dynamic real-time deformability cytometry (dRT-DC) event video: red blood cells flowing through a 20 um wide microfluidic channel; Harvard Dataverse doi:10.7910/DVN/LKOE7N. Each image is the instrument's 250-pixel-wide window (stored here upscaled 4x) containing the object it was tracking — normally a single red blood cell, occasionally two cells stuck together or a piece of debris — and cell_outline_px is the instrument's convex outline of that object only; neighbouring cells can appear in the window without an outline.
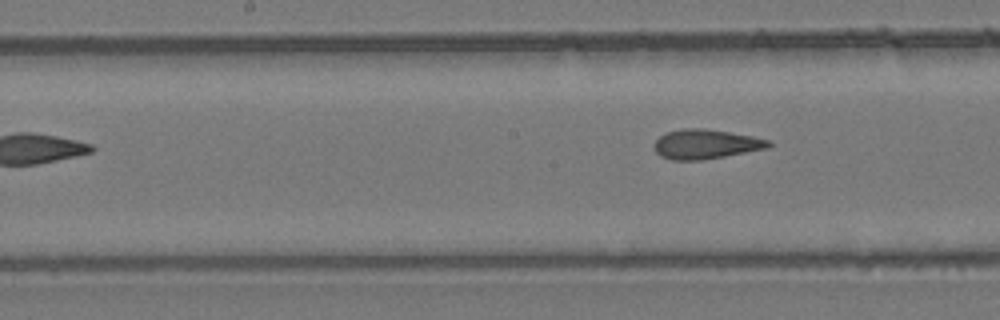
{"species": "common noctule bat (a hibernating species)", "species_latin": "Nyctalus noctula", "temperature_condition": "room temperature", "stored_images_in_passage": 5, "camera_frame_rate_fps": 3000, "um_per_image_px": 0.085, "animal": {"sex": "female", "body_mass_g": 24.6, "forearm_length_mm": 56.2}, "frame": {"image": 1, "passage_image": 5, "time_ms": 4.667, "image_size_px": [1000, 320], "cell_outline_px": [[772, 144], [768, 148], [704, 160], [672, 160], [660, 156], [656, 152], [652, 144], [660, 136], [668, 132], [684, 128], [704, 128], [752, 136], [768, 140]], "centroid_in_image_um": [59.96, 12.26], "position_along_channel_um": 188.2, "area_um2": 19.65}}